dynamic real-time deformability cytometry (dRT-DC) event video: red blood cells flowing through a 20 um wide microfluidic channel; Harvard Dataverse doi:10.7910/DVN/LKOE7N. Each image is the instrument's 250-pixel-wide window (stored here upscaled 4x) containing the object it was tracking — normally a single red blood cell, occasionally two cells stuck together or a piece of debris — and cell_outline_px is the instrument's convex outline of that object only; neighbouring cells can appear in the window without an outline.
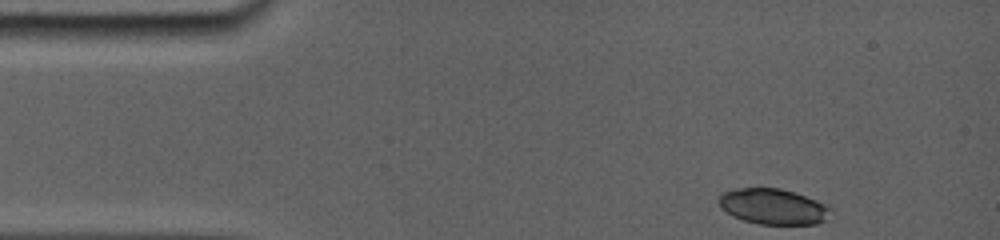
{"species": "common noctule bat (a hibernating species)", "species_latin": "Nyctalus noctula", "temperature_condition": "room temperature", "stored_images_in_passage": 6, "camera_frame_rate_fps": 5000, "um_per_image_px": 0.085, "animal": {"sex": "female", "body_mass_g": 19.0, "forearm_length_mm": 56.7}, "frame": {"image": 1, "passage_image": 1, "time_ms": 0.0, "image_size_px": [1000, 240], "cell_outline_px": [[832, 208], [828, 220], [816, 224], [760, 224], [744, 220], [732, 216], [720, 208], [720, 192], [736, 188], [780, 188], [816, 200]], "centroid_in_image_um": [65.71, 17.56], "position_along_channel_um": 19.3, "area_um2": 23.24}}
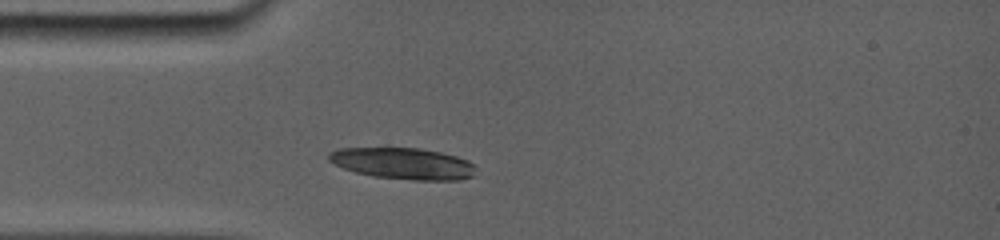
{"frame": {"image": 2, "passage_image": 6, "time_ms": 2.6, "image_size_px": [1000, 240], "cell_outline_px": [[476, 168], [472, 176], [460, 180], [412, 180], [372, 176], [356, 172], [344, 168], [328, 160], [328, 156], [332, 152], [344, 148], [416, 148], [440, 152], [456, 156], [468, 160]], "centroid_in_image_um": [34.3, 13.9], "position_along_channel_um": 50.7, "area_um2": 26.65}}